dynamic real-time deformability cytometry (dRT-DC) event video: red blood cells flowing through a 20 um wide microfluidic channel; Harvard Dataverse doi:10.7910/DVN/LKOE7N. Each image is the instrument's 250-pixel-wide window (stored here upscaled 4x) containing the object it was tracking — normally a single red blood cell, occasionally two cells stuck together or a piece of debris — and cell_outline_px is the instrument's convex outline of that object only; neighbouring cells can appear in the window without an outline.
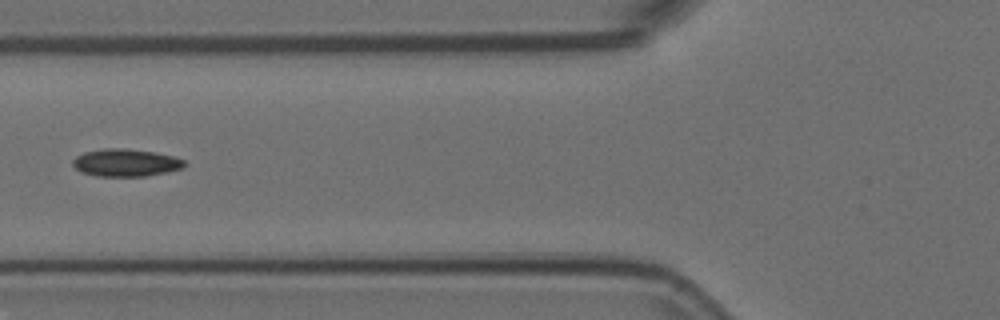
{"species": "Egyptian fruit bat (a non-hibernating species)", "species_latin": "Rousettus aegyptiacus", "temperature_condition": "room temperature", "stored_images_in_passage": 9, "segment_of_instrument_passage": [2, 2], "camera_frame_rate_fps": 3000, "um_per_image_px": 0.085, "animal": {"sex": "female"}, "frame": {"image": 1, "passage_image": 6, "time_ms": 1.667, "image_size_px": [1000, 320], "cell_outline_px": [[184, 168], [144, 176], [96, 176], [80, 172], [72, 164], [72, 160], [76, 156], [84, 152], [104, 148], [124, 148], [152, 152], [172, 156], [184, 160]], "centroid_in_image_um": [10.63, 13.83], "position_along_channel_um": 115.2, "area_um2": 17.74}}
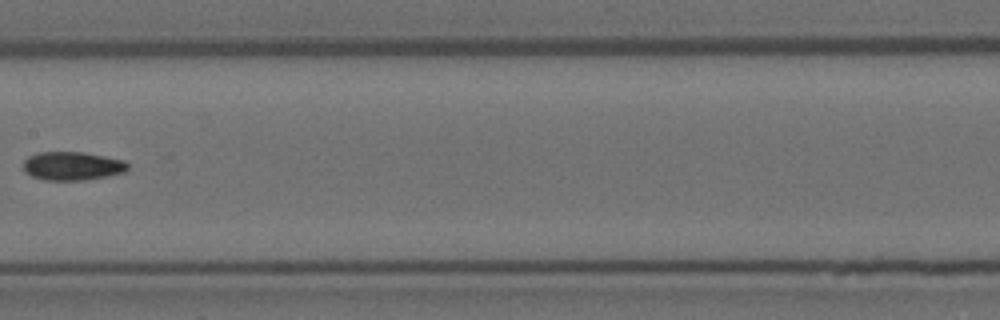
{"frame": {"image": 2, "passage_image": 8, "time_ms": 2.333, "image_size_px": [1000, 320], "cell_outline_px": [[128, 168], [124, 172], [108, 176], [84, 180], [44, 180], [32, 176], [24, 168], [24, 160], [28, 156], [40, 152], [80, 152], [104, 156], [124, 160], [128, 164]], "centroid_in_image_um": [6.16, 14.11], "position_along_channel_um": 201.2, "area_um2": 17.22}}
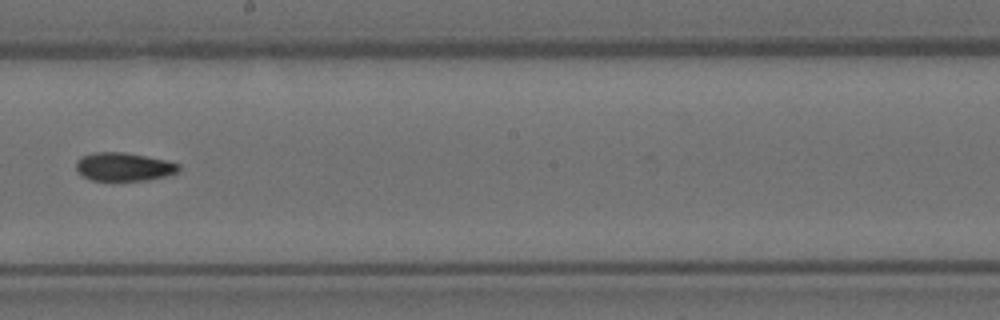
{"frame": {"image": 3, "passage_image": 9, "time_ms": 2.667, "image_size_px": [1000, 320], "cell_outline_px": [[180, 168], [176, 172], [168, 176], [148, 180], [92, 180], [84, 176], [76, 168], [76, 160], [80, 156], [92, 152], [124, 152], [168, 160], [180, 164]], "centroid_in_image_um": [10.54, 14.16], "position_along_channel_um": 237.7, "area_um2": 17.05}}